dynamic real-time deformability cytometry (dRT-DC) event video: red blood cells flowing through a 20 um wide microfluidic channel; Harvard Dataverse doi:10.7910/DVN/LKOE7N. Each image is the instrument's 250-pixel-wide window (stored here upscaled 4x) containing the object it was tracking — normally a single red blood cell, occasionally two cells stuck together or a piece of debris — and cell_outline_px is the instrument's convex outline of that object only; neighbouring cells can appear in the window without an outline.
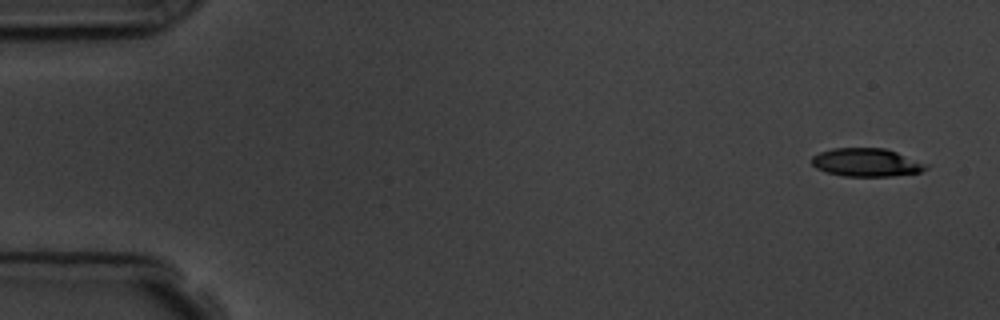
{"species": "common noctule bat (a hibernating species)", "species_latin": "Nyctalus noctula", "temperature_condition": "room temperature", "stored_images_in_passage": 6, "camera_frame_rate_fps": 3000, "um_per_image_px": 0.085, "animal": {"sex": "male", "body_mass_g": 19.5, "forearm_length_mm": 54.6}, "frame": {"image": 1, "passage_image": 1, "time_ms": 0.0, "image_size_px": [1000, 320], "cell_outline_px": [[928, 168], [920, 172], [892, 176], [844, 176], [828, 172], [816, 168], [812, 164], [812, 156], [820, 152], [832, 148], [884, 148], [896, 152], [928, 164]], "centroid_in_image_um": [73.65, 13.8], "position_along_channel_um": 11.4, "area_um2": 18.67}}
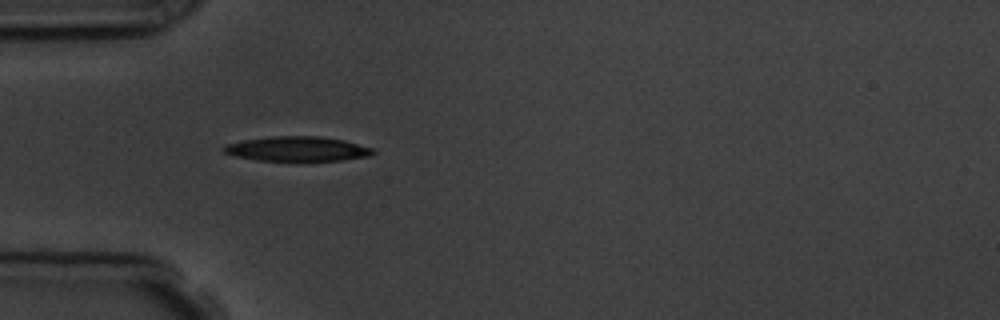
{"frame": {"image": 2, "passage_image": 5, "time_ms": 4.667, "image_size_px": [1000, 320], "cell_outline_px": [[376, 152], [368, 156], [340, 160], [308, 164], [256, 160], [236, 156], [224, 152], [220, 148], [224, 144], [244, 140], [272, 136], [320, 136], [344, 140], [376, 148]], "centroid_in_image_um": [25.3, 12.7], "position_along_channel_um": 59.7, "area_um2": 22.66}}